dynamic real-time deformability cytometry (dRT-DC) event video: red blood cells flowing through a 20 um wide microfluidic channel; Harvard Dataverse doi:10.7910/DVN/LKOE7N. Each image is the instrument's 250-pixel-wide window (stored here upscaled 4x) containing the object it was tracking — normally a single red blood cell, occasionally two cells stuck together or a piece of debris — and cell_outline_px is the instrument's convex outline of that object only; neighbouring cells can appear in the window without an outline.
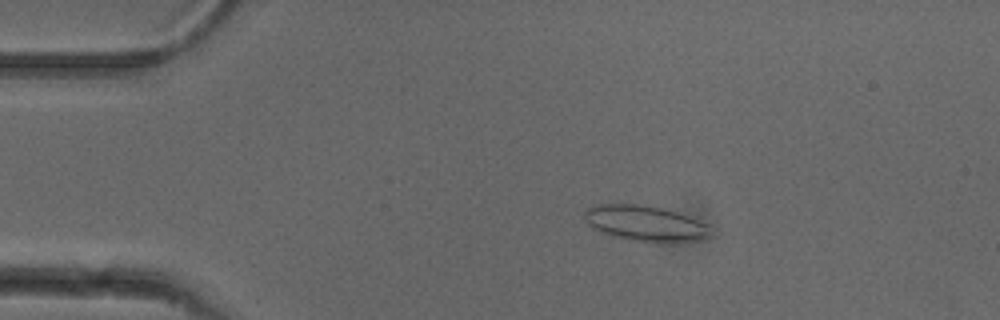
{"species": "common noctule bat (a hibernating species)", "species_latin": "Nyctalus noctula", "temperature_condition": "cold", "stored_images_in_passage": 53, "camera_frame_rate_fps": 3000, "um_per_image_px": 0.085, "animal": {"sex": "female"}, "frame": {"image": 1, "passage_image": 10, "time_ms": 3.0, "image_size_px": [1000, 320], "cell_outline_px": [[716, 236], [700, 240], [628, 240], [612, 236], [600, 232], [592, 228], [588, 224], [584, 216], [584, 212], [588, 208], [600, 204], [636, 204], [660, 208], [676, 212], [688, 216], [708, 224]], "centroid_in_image_um": [54.86, 18.97], "position_along_channel_um": 30.1, "area_um2": 25.72}}
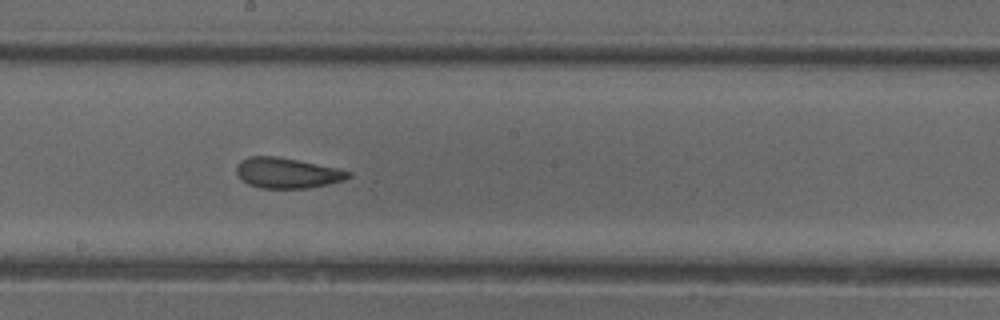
{"frame": {"image": 2, "passage_image": 29, "time_ms": 9.333, "image_size_px": [1000, 320], "cell_outline_px": [[352, 176], [344, 180], [328, 184], [308, 188], [260, 188], [248, 184], [236, 172], [236, 164], [240, 160], [248, 156], [276, 156], [336, 168], [352, 172]], "centroid_in_image_um": [24.39, 14.7], "position_along_channel_um": 223.8, "area_um2": 19.71}}
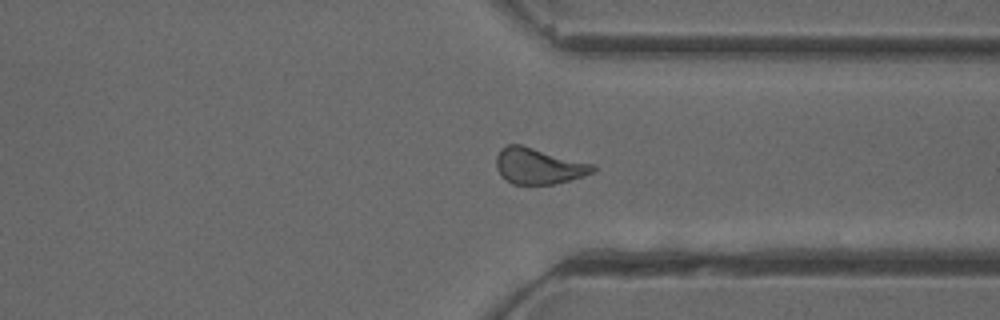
{"frame": {"image": 3, "passage_image": 40, "time_ms": 13.0, "image_size_px": [1000, 320], "cell_outline_px": [[596, 172], [584, 176], [552, 184], [512, 184], [500, 176], [496, 168], [496, 156], [500, 148], [508, 144], [520, 144], [596, 164]], "centroid_in_image_um": [45.78, 14.1], "position_along_channel_um": 365.6, "area_um2": 20.58}, "authors_computed_cell_mechanics": {"area_um2": 20.519, "velocity_mm_per_s": 3.8828, "shape_relaxation_time_tau1_ms": null, "shape_relaxation_time_tau2_ms": 1.8559, "deformation_change_tau1": null, "deformation_change_tau2": 0.0848}}